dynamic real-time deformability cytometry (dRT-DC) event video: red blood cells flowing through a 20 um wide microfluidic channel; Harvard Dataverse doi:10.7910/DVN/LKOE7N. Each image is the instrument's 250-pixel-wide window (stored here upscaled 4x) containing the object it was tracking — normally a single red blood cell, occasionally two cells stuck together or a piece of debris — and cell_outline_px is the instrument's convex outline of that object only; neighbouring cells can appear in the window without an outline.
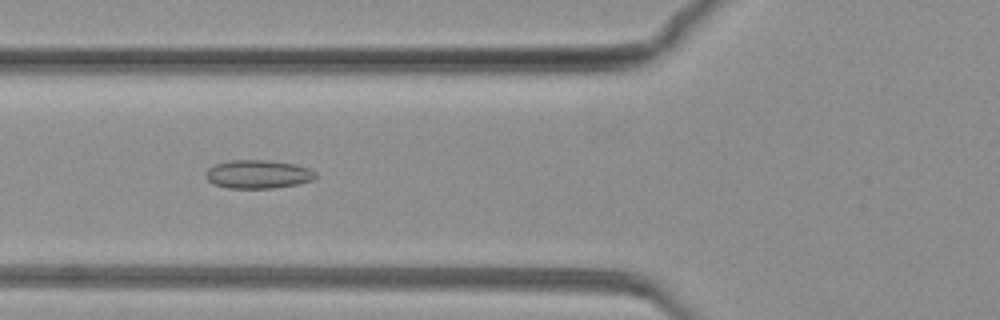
{"species": "common noctule bat (a hibernating species)", "species_latin": "Nyctalus noctula", "temperature_condition": "warm", "stored_images_in_passage": 82, "camera_frame_rate_fps": 3000, "um_per_image_px": 0.085, "animal": {"sex": "female", "body_mass_g": 19.3, "forearm_length_mm": 54.1}, "frame": {"image": 1, "passage_image": 31, "time_ms": 10.0, "image_size_px": [1000, 320], "cell_outline_px": [[316, 176], [312, 180], [296, 184], [272, 188], [228, 188], [212, 184], [204, 176], [204, 172], [208, 168], [216, 164], [232, 160], [264, 160], [292, 164], [308, 168], [316, 172]], "centroid_in_image_um": [21.87, 14.81], "position_along_channel_um": 103.9, "area_um2": 18.09}}
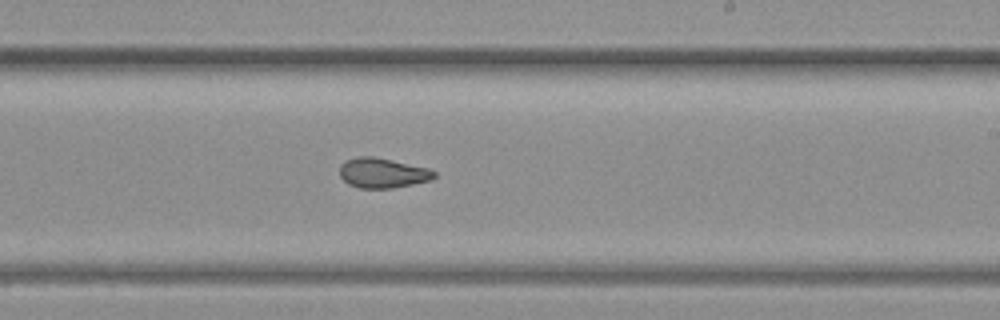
{"frame": {"image": 2, "passage_image": 49, "time_ms": 16.0, "image_size_px": [1000, 320], "cell_outline_px": [[436, 176], [432, 180], [392, 188], [360, 188], [348, 184], [340, 176], [340, 164], [344, 160], [356, 156], [376, 156], [428, 168], [436, 172]], "centroid_in_image_um": [32.5, 14.68], "position_along_channel_um": 256.5, "area_um2": 16.7}}
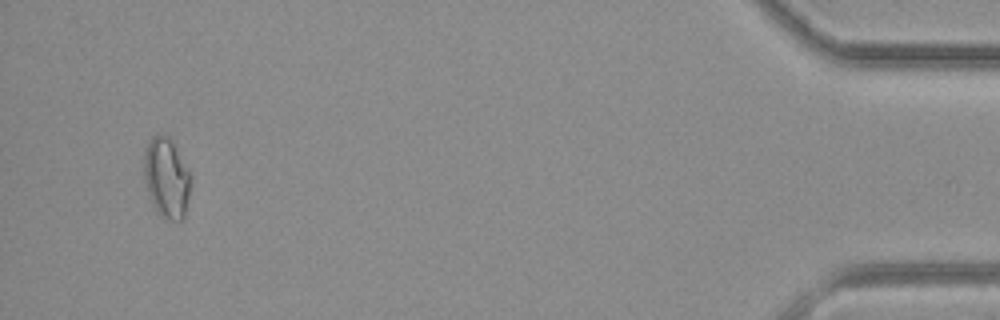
{"frame": {"image": 3, "passage_image": 78, "time_ms": 25.667, "image_size_px": [1000, 320], "cell_outline_px": [[188, 196], [184, 216], [180, 220], [164, 220], [156, 212], [152, 204], [144, 180], [144, 152], [152, 136], [168, 136], [188, 172]], "centroid_in_image_um": [14.09, 15.18], "position_along_channel_um": 421.1, "area_um2": 20.98}}